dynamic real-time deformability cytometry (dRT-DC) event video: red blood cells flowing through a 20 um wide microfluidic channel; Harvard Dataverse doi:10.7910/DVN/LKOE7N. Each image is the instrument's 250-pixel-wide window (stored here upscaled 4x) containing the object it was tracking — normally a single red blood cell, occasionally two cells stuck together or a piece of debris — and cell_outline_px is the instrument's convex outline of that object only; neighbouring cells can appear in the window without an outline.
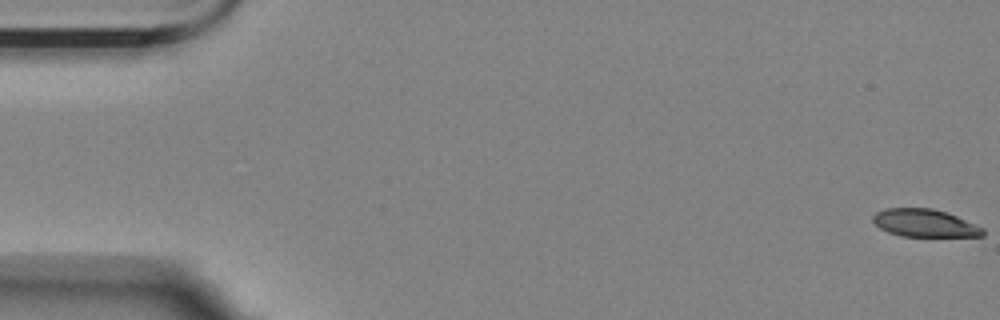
{"species": "Egyptian fruit bat (a non-hibernating species)", "species_latin": "Rousettus aegyptiacus", "temperature_condition": "room temperature", "stored_images_in_passage": 5, "camera_frame_rate_fps": 3000, "um_per_image_px": 0.085, "animal": {"sex": "female"}, "frame": {"image": 1, "passage_image": 1, "time_ms": 0.0, "image_size_px": [1000, 320], "cell_outline_px": [[984, 236], [900, 236], [888, 232], [880, 228], [872, 220], [872, 216], [876, 212], [888, 208], [932, 208], [956, 216], [984, 228]], "centroid_in_image_um": [78.58, 18.96], "position_along_channel_um": 6.4, "area_um2": 17.57}}